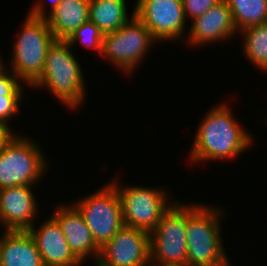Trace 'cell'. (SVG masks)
Listing matches in <instances>:
<instances>
[{"mask_svg":"<svg viewBox=\"0 0 267 266\" xmlns=\"http://www.w3.org/2000/svg\"><path fill=\"white\" fill-rule=\"evenodd\" d=\"M224 103L205 114L189 153L193 162L236 158L252 145V138Z\"/></svg>","mask_w":267,"mask_h":266,"instance_id":"cell-1","label":"cell"},{"mask_svg":"<svg viewBox=\"0 0 267 266\" xmlns=\"http://www.w3.org/2000/svg\"><path fill=\"white\" fill-rule=\"evenodd\" d=\"M84 76L81 66L66 40L55 39L49 46L41 76L32 88H47L70 109H79L85 100Z\"/></svg>","mask_w":267,"mask_h":266,"instance_id":"cell-2","label":"cell"},{"mask_svg":"<svg viewBox=\"0 0 267 266\" xmlns=\"http://www.w3.org/2000/svg\"><path fill=\"white\" fill-rule=\"evenodd\" d=\"M222 213L215 206L187 204V266H223L229 262L221 238Z\"/></svg>","mask_w":267,"mask_h":266,"instance_id":"cell-3","label":"cell"},{"mask_svg":"<svg viewBox=\"0 0 267 266\" xmlns=\"http://www.w3.org/2000/svg\"><path fill=\"white\" fill-rule=\"evenodd\" d=\"M18 35L12 48L10 70L29 87L41 76L55 37L44 14L32 8Z\"/></svg>","mask_w":267,"mask_h":266,"instance_id":"cell-4","label":"cell"},{"mask_svg":"<svg viewBox=\"0 0 267 266\" xmlns=\"http://www.w3.org/2000/svg\"><path fill=\"white\" fill-rule=\"evenodd\" d=\"M40 145L12 134L0 147V189L35 185L47 170ZM45 170V171H44Z\"/></svg>","mask_w":267,"mask_h":266,"instance_id":"cell-5","label":"cell"},{"mask_svg":"<svg viewBox=\"0 0 267 266\" xmlns=\"http://www.w3.org/2000/svg\"><path fill=\"white\" fill-rule=\"evenodd\" d=\"M115 32L104 34L102 56L127 75L132 74L138 64L156 42L151 32L134 15Z\"/></svg>","mask_w":267,"mask_h":266,"instance_id":"cell-6","label":"cell"},{"mask_svg":"<svg viewBox=\"0 0 267 266\" xmlns=\"http://www.w3.org/2000/svg\"><path fill=\"white\" fill-rule=\"evenodd\" d=\"M101 248L124 226L119 193L112 183L72 203Z\"/></svg>","mask_w":267,"mask_h":266,"instance_id":"cell-7","label":"cell"},{"mask_svg":"<svg viewBox=\"0 0 267 266\" xmlns=\"http://www.w3.org/2000/svg\"><path fill=\"white\" fill-rule=\"evenodd\" d=\"M186 223L187 205L172 203L150 233V260L187 266Z\"/></svg>","mask_w":267,"mask_h":266,"instance_id":"cell-8","label":"cell"},{"mask_svg":"<svg viewBox=\"0 0 267 266\" xmlns=\"http://www.w3.org/2000/svg\"><path fill=\"white\" fill-rule=\"evenodd\" d=\"M117 189L121 201L125 226L151 233L158 225L162 215L172 206L166 190L147 186L119 185L111 182Z\"/></svg>","mask_w":267,"mask_h":266,"instance_id":"cell-9","label":"cell"},{"mask_svg":"<svg viewBox=\"0 0 267 266\" xmlns=\"http://www.w3.org/2000/svg\"><path fill=\"white\" fill-rule=\"evenodd\" d=\"M134 15L156 41H178L185 35L187 18L182 0H137Z\"/></svg>","mask_w":267,"mask_h":266,"instance_id":"cell-10","label":"cell"},{"mask_svg":"<svg viewBox=\"0 0 267 266\" xmlns=\"http://www.w3.org/2000/svg\"><path fill=\"white\" fill-rule=\"evenodd\" d=\"M150 260V233L123 226L100 248L94 266H146Z\"/></svg>","mask_w":267,"mask_h":266,"instance_id":"cell-11","label":"cell"},{"mask_svg":"<svg viewBox=\"0 0 267 266\" xmlns=\"http://www.w3.org/2000/svg\"><path fill=\"white\" fill-rule=\"evenodd\" d=\"M32 186L0 189V223L4 231H28L34 225L39 207Z\"/></svg>","mask_w":267,"mask_h":266,"instance_id":"cell-12","label":"cell"},{"mask_svg":"<svg viewBox=\"0 0 267 266\" xmlns=\"http://www.w3.org/2000/svg\"><path fill=\"white\" fill-rule=\"evenodd\" d=\"M41 255L44 266H80L83 263L70 250L58 222L51 216L36 229L28 230Z\"/></svg>","mask_w":267,"mask_h":266,"instance_id":"cell-13","label":"cell"},{"mask_svg":"<svg viewBox=\"0 0 267 266\" xmlns=\"http://www.w3.org/2000/svg\"><path fill=\"white\" fill-rule=\"evenodd\" d=\"M72 205V206H71ZM59 205L52 217L61 226L70 250L83 263L87 257L93 256L97 262L100 247L95 243L91 231L86 226L83 215L71 204Z\"/></svg>","mask_w":267,"mask_h":266,"instance_id":"cell-14","label":"cell"},{"mask_svg":"<svg viewBox=\"0 0 267 266\" xmlns=\"http://www.w3.org/2000/svg\"><path fill=\"white\" fill-rule=\"evenodd\" d=\"M190 26L187 38L193 47L227 40L237 33L225 0H221L202 16L195 18Z\"/></svg>","mask_w":267,"mask_h":266,"instance_id":"cell-15","label":"cell"},{"mask_svg":"<svg viewBox=\"0 0 267 266\" xmlns=\"http://www.w3.org/2000/svg\"><path fill=\"white\" fill-rule=\"evenodd\" d=\"M50 4L48 15L41 2L34 4L32 9L44 14L55 39L66 40L83 23L89 21L90 0H59Z\"/></svg>","mask_w":267,"mask_h":266,"instance_id":"cell-16","label":"cell"},{"mask_svg":"<svg viewBox=\"0 0 267 266\" xmlns=\"http://www.w3.org/2000/svg\"><path fill=\"white\" fill-rule=\"evenodd\" d=\"M0 236V266H44L28 231L3 230Z\"/></svg>","mask_w":267,"mask_h":266,"instance_id":"cell-17","label":"cell"},{"mask_svg":"<svg viewBox=\"0 0 267 266\" xmlns=\"http://www.w3.org/2000/svg\"><path fill=\"white\" fill-rule=\"evenodd\" d=\"M128 18L126 0H90V17L104 34L115 32Z\"/></svg>","mask_w":267,"mask_h":266,"instance_id":"cell-18","label":"cell"},{"mask_svg":"<svg viewBox=\"0 0 267 266\" xmlns=\"http://www.w3.org/2000/svg\"><path fill=\"white\" fill-rule=\"evenodd\" d=\"M237 32L267 23V0H225Z\"/></svg>","mask_w":267,"mask_h":266,"instance_id":"cell-19","label":"cell"},{"mask_svg":"<svg viewBox=\"0 0 267 266\" xmlns=\"http://www.w3.org/2000/svg\"><path fill=\"white\" fill-rule=\"evenodd\" d=\"M240 33L244 35L242 49L247 59L267 72V23L248 27Z\"/></svg>","mask_w":267,"mask_h":266,"instance_id":"cell-20","label":"cell"},{"mask_svg":"<svg viewBox=\"0 0 267 266\" xmlns=\"http://www.w3.org/2000/svg\"><path fill=\"white\" fill-rule=\"evenodd\" d=\"M104 33L90 20L75 30L66 41L71 47L81 42L83 46L96 50L102 55ZM74 45V46H73Z\"/></svg>","mask_w":267,"mask_h":266,"instance_id":"cell-21","label":"cell"},{"mask_svg":"<svg viewBox=\"0 0 267 266\" xmlns=\"http://www.w3.org/2000/svg\"><path fill=\"white\" fill-rule=\"evenodd\" d=\"M21 82L11 70L2 72L0 74V97H23Z\"/></svg>","mask_w":267,"mask_h":266,"instance_id":"cell-22","label":"cell"},{"mask_svg":"<svg viewBox=\"0 0 267 266\" xmlns=\"http://www.w3.org/2000/svg\"><path fill=\"white\" fill-rule=\"evenodd\" d=\"M221 0H182L185 17L194 20Z\"/></svg>","mask_w":267,"mask_h":266,"instance_id":"cell-23","label":"cell"},{"mask_svg":"<svg viewBox=\"0 0 267 266\" xmlns=\"http://www.w3.org/2000/svg\"><path fill=\"white\" fill-rule=\"evenodd\" d=\"M23 97H0V122L9 128L8 121L19 112Z\"/></svg>","mask_w":267,"mask_h":266,"instance_id":"cell-24","label":"cell"},{"mask_svg":"<svg viewBox=\"0 0 267 266\" xmlns=\"http://www.w3.org/2000/svg\"><path fill=\"white\" fill-rule=\"evenodd\" d=\"M12 134V129L6 127L3 123L0 122V147Z\"/></svg>","mask_w":267,"mask_h":266,"instance_id":"cell-25","label":"cell"},{"mask_svg":"<svg viewBox=\"0 0 267 266\" xmlns=\"http://www.w3.org/2000/svg\"><path fill=\"white\" fill-rule=\"evenodd\" d=\"M146 266H176V265L163 264V263H158L156 261L149 260Z\"/></svg>","mask_w":267,"mask_h":266,"instance_id":"cell-26","label":"cell"},{"mask_svg":"<svg viewBox=\"0 0 267 266\" xmlns=\"http://www.w3.org/2000/svg\"><path fill=\"white\" fill-rule=\"evenodd\" d=\"M3 64H4V63H3V60H2V58H1V56H0V74H1L2 72H4L5 69H6V66L3 65Z\"/></svg>","mask_w":267,"mask_h":266,"instance_id":"cell-27","label":"cell"},{"mask_svg":"<svg viewBox=\"0 0 267 266\" xmlns=\"http://www.w3.org/2000/svg\"><path fill=\"white\" fill-rule=\"evenodd\" d=\"M223 266H231V264H230V262H227Z\"/></svg>","mask_w":267,"mask_h":266,"instance_id":"cell-28","label":"cell"}]
</instances>
